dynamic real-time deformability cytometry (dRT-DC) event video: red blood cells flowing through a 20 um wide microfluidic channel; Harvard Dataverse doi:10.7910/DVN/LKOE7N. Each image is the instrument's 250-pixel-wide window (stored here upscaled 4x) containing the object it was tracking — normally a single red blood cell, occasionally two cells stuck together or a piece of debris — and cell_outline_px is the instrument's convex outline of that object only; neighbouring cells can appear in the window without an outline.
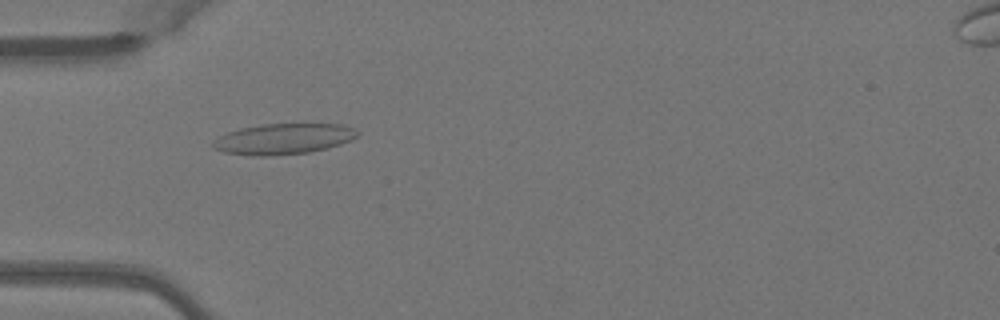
{"species": "Egyptian fruit bat (a non-hibernating species)", "species_latin": "Rousettus aegyptiacus", "temperature_condition": "warm", "stored_images_in_passage": 40, "camera_frame_rate_fps": 3000, "um_per_image_px": 0.085, "animal": {"sex": "female"}, "frame": {"image": 1, "passage_image": 6, "time_ms": 1.667, "image_size_px": [1000, 320], "cell_outline_px": [[360, 136], [352, 140], [328, 148], [308, 152], [264, 156], [252, 156], [224, 152], [212, 148], [212, 140], [228, 132], [240, 128], [264, 124], [344, 124], [360, 132]], "centroid_in_image_um": [24.1, 11.8], "position_along_channel_um": 60.9, "area_um2": 25.95}}
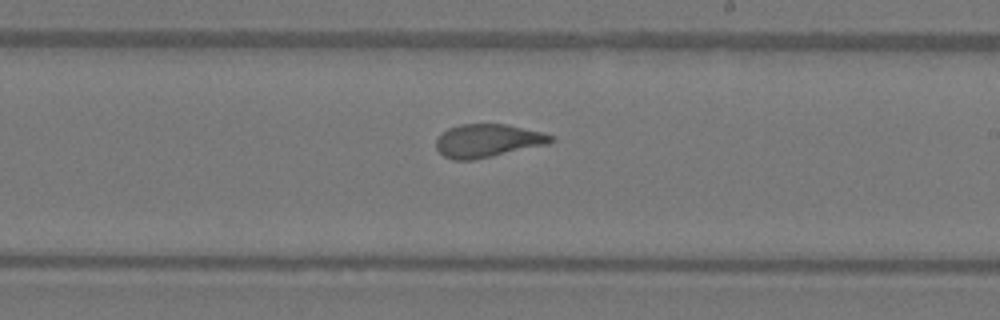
{"frame": {"image": 2, "passage_image": 20, "time_ms": 6.333, "image_size_px": [1000, 320], "cell_outline_px": [[556, 140], [548, 144], [492, 156], [472, 160], [452, 160], [444, 156], [436, 148], [436, 140], [448, 128], [460, 124], [504, 124], [544, 132], [552, 136]], "centroid_in_image_um": [41.46, 11.96], "position_along_channel_um": 247.5, "area_um2": 22.08}}
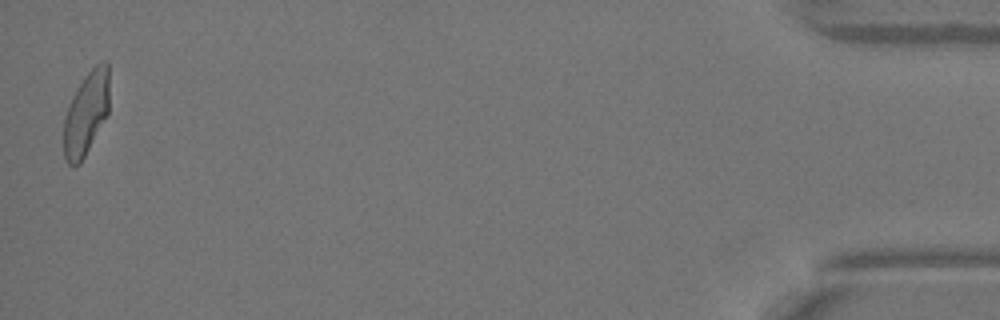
{"frame": {"image": 3, "passage_image": 40, "time_ms": 13.0, "image_size_px": [1000, 320], "cell_outline_px": [[108, 112], [80, 164], [68, 164], [64, 156], [64, 116], [68, 104], [76, 88], [84, 76], [96, 64], [104, 60], [108, 60]], "centroid_in_image_um": [7.31, 9.59], "position_along_channel_um": 427.9, "area_um2": 21.91}, "authors_computed_cell_mechanics": {"area_um2": 22.3975, "velocity_mm_per_s": 4.0475, "shape_relaxation_time_tau1_ms": 7.0567, "shape_relaxation_time_tau2_ms": 0.9453, "deformation_change_tau1": 0.2198, "deformation_change_tau2": 0.0709}}